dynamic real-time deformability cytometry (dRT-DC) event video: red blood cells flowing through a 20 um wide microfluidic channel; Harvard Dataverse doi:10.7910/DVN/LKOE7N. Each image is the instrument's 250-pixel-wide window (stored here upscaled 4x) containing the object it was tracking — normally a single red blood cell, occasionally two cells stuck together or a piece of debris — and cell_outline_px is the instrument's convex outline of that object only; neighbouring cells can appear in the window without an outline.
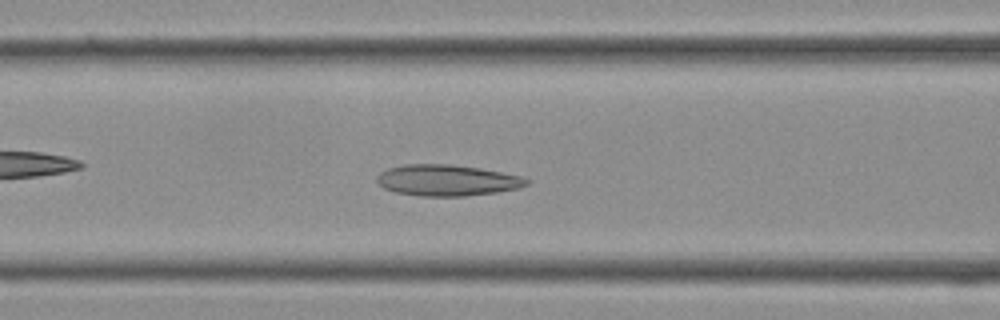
{"species": "Egyptian fruit bat (a non-hibernating species)", "species_latin": "Rousettus aegyptiacus", "temperature_condition": "cold", "stored_images_in_passage": 36, "camera_frame_rate_fps": 3000, "um_per_image_px": 0.085, "frame": {"image": 1, "passage_image": 14, "time_ms": 4.333, "image_size_px": [1000, 320], "cell_outline_px": [[528, 184], [520, 188], [496, 192], [464, 196], [420, 196], [396, 192], [384, 188], [376, 180], [376, 176], [380, 172], [388, 168], [404, 164], [452, 164], [480, 168], [520, 176], [528, 180]], "centroid_in_image_um": [37.97, 15.32], "position_along_channel_um": 128.6, "area_um2": 27.11}}
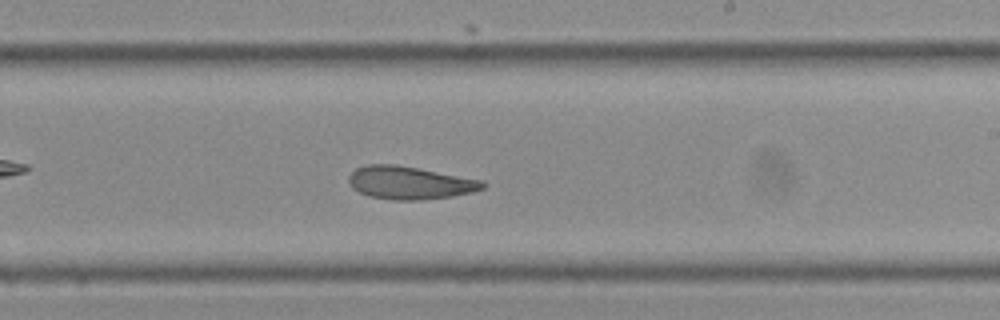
{"frame": {"image": 2, "passage_image": 21, "time_ms": 6.667, "image_size_px": [1000, 320], "cell_outline_px": [[488, 184], [484, 188], [472, 192], [452, 196], [420, 200], [392, 200], [368, 196], [352, 188], [348, 184], [348, 176], [356, 168], [368, 164], [396, 164], [484, 180]], "centroid_in_image_um": [34.83, 15.53], "position_along_channel_um": 254.2, "area_um2": 25.89}}
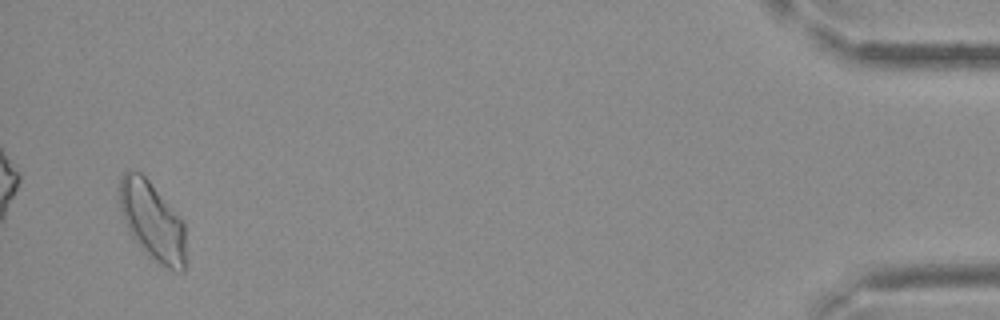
{"frame": {"image": 3, "passage_image": 35, "time_ms": 11.333, "image_size_px": [1000, 320], "cell_outline_px": [[188, 260], [184, 272], [176, 272], [156, 264], [140, 248], [132, 236], [124, 220], [120, 208], [120, 176], [128, 168], [140, 172], [148, 180], [184, 224]], "centroid_in_image_um": [12.98, 18.88], "position_along_channel_um": 422.2, "area_um2": 30.69}}